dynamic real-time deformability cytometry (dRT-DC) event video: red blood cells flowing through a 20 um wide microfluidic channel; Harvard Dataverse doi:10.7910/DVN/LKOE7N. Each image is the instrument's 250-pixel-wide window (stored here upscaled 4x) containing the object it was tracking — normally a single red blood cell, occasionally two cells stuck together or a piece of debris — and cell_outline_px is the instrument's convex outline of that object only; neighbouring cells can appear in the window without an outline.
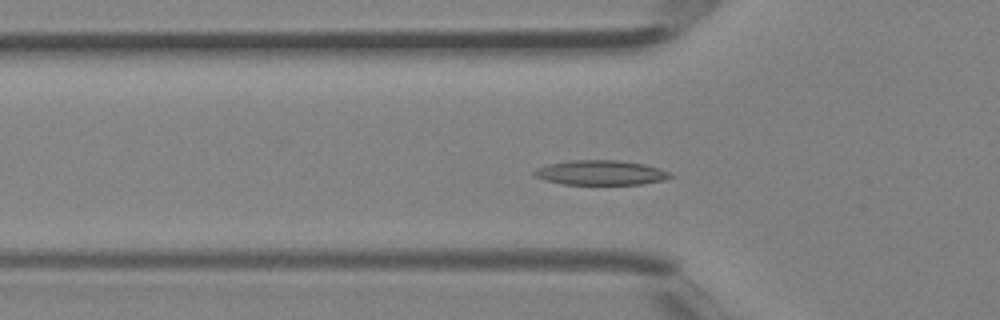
{"species": "Egyptian fruit bat (a non-hibernating species)", "species_latin": "Rousettus aegyptiacus", "temperature_condition": "room temperature", "stored_images_in_passage": 30, "segment_of_instrument_passage": [1, 2], "camera_frame_rate_fps": 3000, "um_per_image_px": 0.085, "animal": {"sex": "female"}, "frame": {"image": 1, "passage_image": 2, "time_ms": 0.333, "image_size_px": [1000, 320], "cell_outline_px": [[676, 176], [664, 180], [640, 184], [564, 184], [532, 176], [532, 172], [536, 168], [548, 164], [568, 160], [620, 160], [644, 164], [660, 168]], "centroid_in_image_um": [51.06, 14.67], "position_along_channel_um": 74.7, "area_um2": 19.65}}
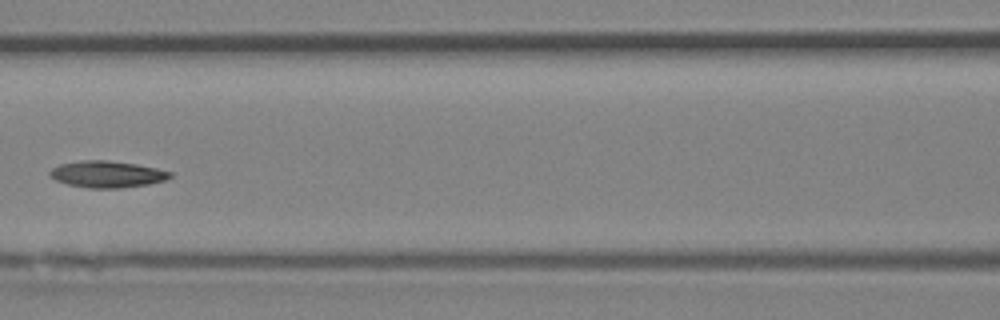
{"frame": {"image": 2, "passage_image": 7, "time_ms": 2.0, "image_size_px": [1000, 320], "cell_outline_px": [[172, 176], [164, 180], [148, 184], [124, 188], [88, 188], [68, 184], [56, 180], [48, 176], [48, 172], [52, 168], [60, 164], [80, 160], [104, 160], [136, 164], [156, 168], [172, 172]], "centroid_in_image_um": [9.07, 14.81], "position_along_channel_um": 157.5, "area_um2": 18.67}}
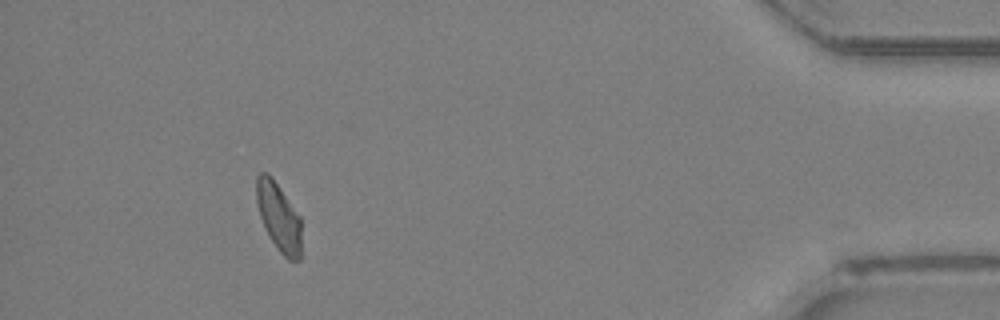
{"frame": {"image": 3, "passage_image": 26, "time_ms": 8.333, "image_size_px": [1000, 320], "cell_outline_px": [[300, 260], [288, 260], [280, 252], [268, 236], [260, 216], [256, 200], [256, 176], [260, 172], [268, 172], [272, 176], [300, 216]], "centroid_in_image_um": [23.67, 18.4], "position_along_channel_um": 411.5, "area_um2": 17.92}}